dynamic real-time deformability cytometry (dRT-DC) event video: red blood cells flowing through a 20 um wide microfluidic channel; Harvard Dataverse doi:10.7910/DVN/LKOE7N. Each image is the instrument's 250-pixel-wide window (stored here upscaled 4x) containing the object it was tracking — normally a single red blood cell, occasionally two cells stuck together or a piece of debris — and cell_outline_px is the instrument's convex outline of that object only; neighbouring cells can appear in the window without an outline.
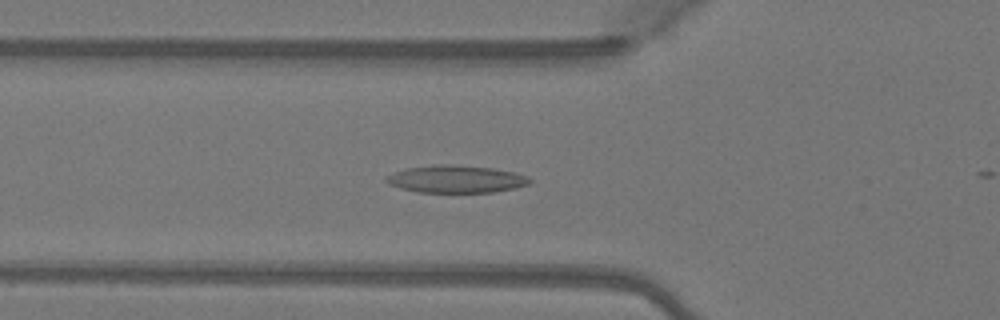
{"species": "Egyptian fruit bat (a non-hibernating species)", "species_latin": "Rousettus aegyptiacus", "temperature_condition": "warm", "stored_images_in_passage": 3, "camera_frame_rate_fps": 3000, "um_per_image_px": 0.085, "animal": {"sex": "female"}, "frame": {"image": 1, "passage_image": 2, "time_ms": 0.333, "image_size_px": [1000, 320], "cell_outline_px": [[532, 180], [528, 184], [516, 188], [492, 192], [420, 192], [400, 188], [388, 184], [384, 180], [392, 172], [408, 168], [432, 164], [452, 164], [492, 168], [512, 172], [528, 176]], "centroid_in_image_um": [38.74, 15.21], "position_along_channel_um": 87.1, "area_um2": 22.95}}